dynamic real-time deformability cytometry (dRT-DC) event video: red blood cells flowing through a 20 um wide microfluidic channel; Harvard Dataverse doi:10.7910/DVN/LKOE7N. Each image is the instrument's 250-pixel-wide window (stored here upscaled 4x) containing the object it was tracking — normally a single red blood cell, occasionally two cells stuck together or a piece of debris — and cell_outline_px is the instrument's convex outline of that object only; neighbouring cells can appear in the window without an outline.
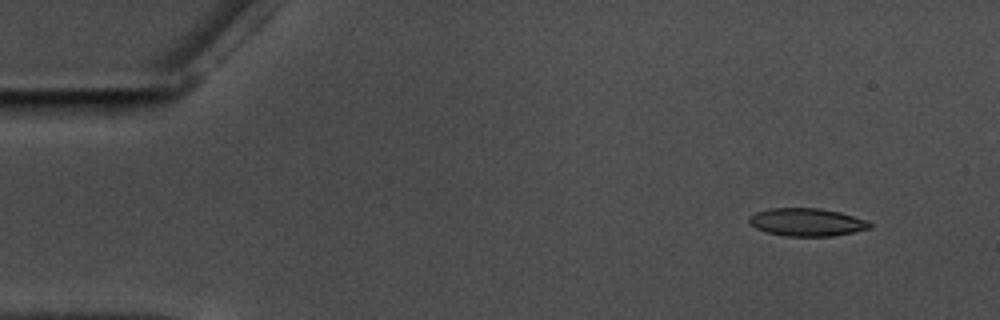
{"species": "common noctule bat (a hibernating species)", "species_latin": "Nyctalus noctula", "temperature_condition": "warm", "stored_images_in_passage": 52, "camera_frame_rate_fps": 3000, "um_per_image_px": 0.085, "animal": {"sex": "male", "body_mass_g": 17.5, "forearm_length_mm": 52.3}, "frame": {"image": 1, "passage_image": 2, "time_ms": 0.333, "image_size_px": [1000, 320], "cell_outline_px": [[872, 228], [832, 236], [784, 236], [768, 232], [756, 228], [748, 220], [748, 216], [756, 212], [768, 208], [820, 208], [840, 212], [868, 220], [872, 224]], "centroid_in_image_um": [68.59, 18.87], "position_along_channel_um": 16.4, "area_um2": 19.65}}
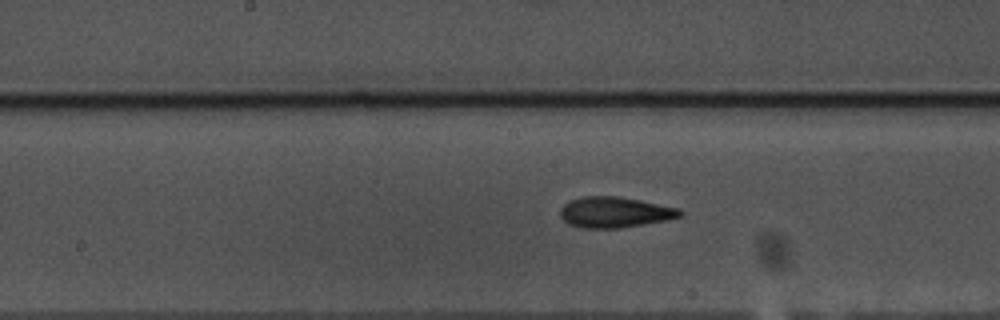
{"frame": {"image": 2, "passage_image": 26, "time_ms": 8.333, "image_size_px": [1000, 320], "cell_outline_px": [[684, 212], [680, 216], [664, 220], [616, 228], [584, 228], [568, 224], [560, 216], [560, 208], [568, 200], [584, 196], [616, 196], [640, 200], [680, 208]], "centroid_in_image_um": [52.21, 18.02], "position_along_channel_um": 196.0, "area_um2": 21.27}}
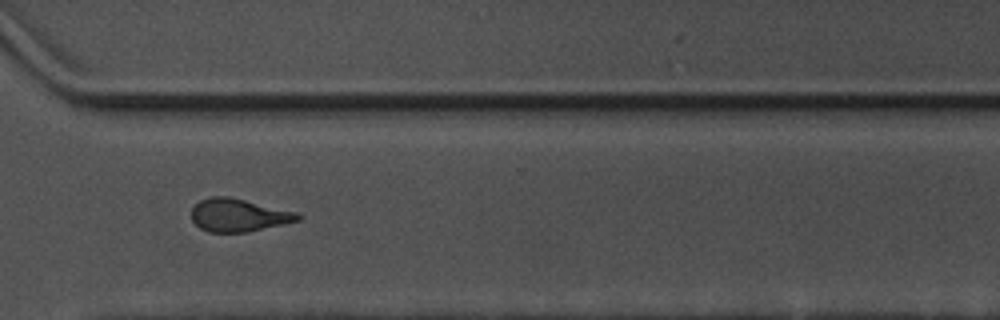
{"frame": {"image": 3, "passage_image": 39, "time_ms": 12.667, "image_size_px": [1000, 320], "cell_outline_px": [[300, 220], [284, 224], [248, 232], [208, 232], [200, 228], [192, 220], [192, 208], [200, 200], [212, 196], [228, 196], [296, 212], [300, 216]], "centroid_in_image_um": [20.25, 18.29], "position_along_channel_um": 350.3, "area_um2": 20.23}}